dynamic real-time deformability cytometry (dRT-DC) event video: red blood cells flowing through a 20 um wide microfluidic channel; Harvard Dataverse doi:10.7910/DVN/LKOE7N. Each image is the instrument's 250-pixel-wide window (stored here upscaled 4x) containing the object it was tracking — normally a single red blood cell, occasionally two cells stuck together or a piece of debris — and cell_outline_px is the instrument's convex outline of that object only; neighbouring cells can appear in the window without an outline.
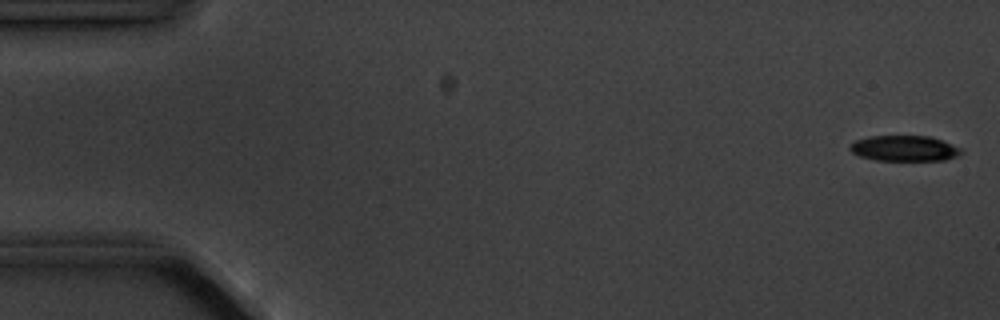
{"species": "common noctule bat (a hibernating species)", "species_latin": "Nyctalus noctula", "temperature_condition": "cold", "stored_images_in_passage": 6, "camera_frame_rate_fps": 3000, "um_per_image_px": 0.085, "animal": {"sex": "male", "body_mass_g": 20.1, "forearm_length_mm": 53.5}, "frame": {"image": 1, "passage_image": 1, "time_ms": 0.0, "image_size_px": [1000, 320], "cell_outline_px": [[960, 152], [956, 156], [944, 160], [876, 160], [860, 156], [852, 152], [848, 148], [856, 140], [872, 136], [928, 136], [940, 140], [960, 148]], "centroid_in_image_um": [76.83, 12.61], "position_along_channel_um": 8.2, "area_um2": 16.18}}